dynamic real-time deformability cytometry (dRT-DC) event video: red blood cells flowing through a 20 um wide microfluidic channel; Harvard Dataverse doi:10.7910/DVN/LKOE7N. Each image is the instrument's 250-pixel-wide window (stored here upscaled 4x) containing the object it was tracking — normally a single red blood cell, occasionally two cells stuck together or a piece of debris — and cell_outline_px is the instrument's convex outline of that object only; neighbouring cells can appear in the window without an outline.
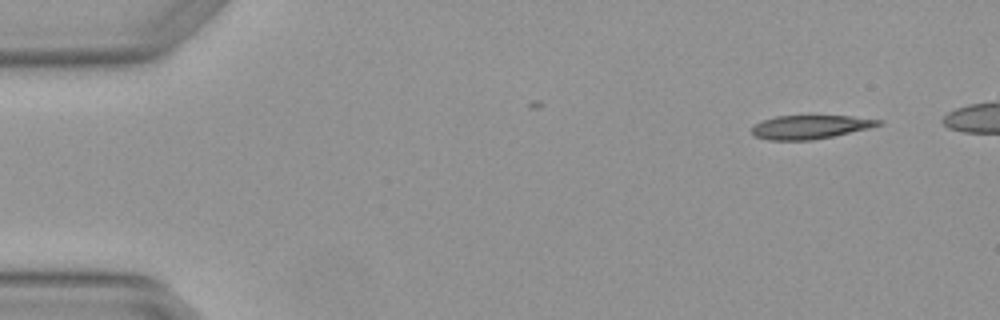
{"species": "Egyptian fruit bat (a non-hibernating species)", "species_latin": "Rousettus aegyptiacus", "temperature_condition": "warm", "stored_images_in_passage": 4, "camera_frame_rate_fps": 3000, "um_per_image_px": 0.085, "animal": {"sex": "female"}, "frame": {"image": 1, "passage_image": 1, "time_ms": 0.0, "image_size_px": [1000, 320], "cell_outline_px": [[884, 124], [868, 128], [832, 136], [812, 140], [768, 140], [756, 136], [752, 132], [752, 128], [756, 124], [764, 120], [776, 116], [808, 112], [852, 116], [884, 120]], "centroid_in_image_um": [68.92, 10.73], "position_along_channel_um": 16.1, "area_um2": 18.38}}
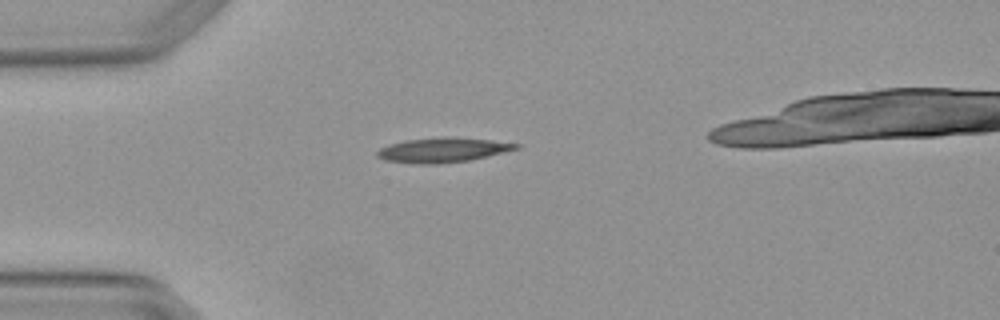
{"frame": {"image": 2, "passage_image": 3, "time_ms": 0.667, "image_size_px": [1000, 320], "cell_outline_px": [[520, 148], [468, 160], [436, 164], [420, 164], [384, 160], [376, 156], [376, 152], [380, 148], [388, 144], [404, 140], [444, 136], [448, 136], [492, 140], [520, 144]], "centroid_in_image_um": [37.58, 12.73], "position_along_channel_um": 47.4, "area_um2": 19.94}}